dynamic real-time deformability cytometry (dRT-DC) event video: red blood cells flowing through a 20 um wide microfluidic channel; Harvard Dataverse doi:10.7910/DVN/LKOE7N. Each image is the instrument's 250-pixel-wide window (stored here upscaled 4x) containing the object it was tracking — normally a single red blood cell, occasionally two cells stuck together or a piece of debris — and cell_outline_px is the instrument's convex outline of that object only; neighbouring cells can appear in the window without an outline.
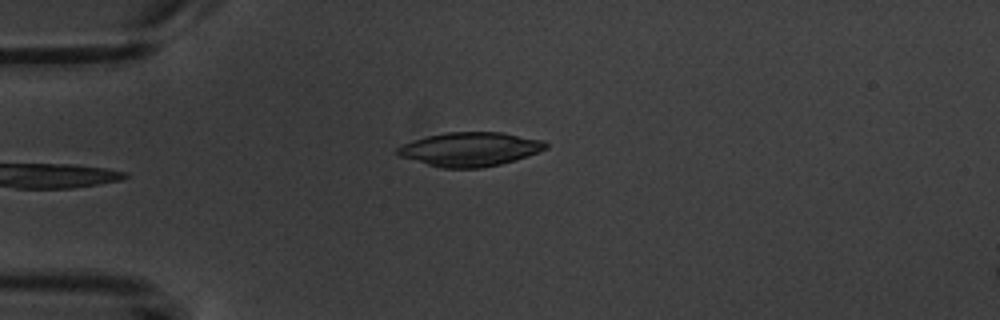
{"species": "common noctule bat (a hibernating species)", "species_latin": "Nyctalus noctula", "temperature_condition": "warm", "stored_images_in_passage": 5, "camera_frame_rate_fps": 3000, "um_per_image_px": 0.085, "animal": {"sex": "male", "body_mass_g": 20.1, "forearm_length_mm": 53.5}, "frame": {"image": 1, "passage_image": 5, "time_ms": 5.0, "image_size_px": [1000, 320], "cell_outline_px": [[548, 148], [540, 152], [528, 156], [500, 164], [480, 168], [440, 168], [400, 156], [396, 152], [396, 148], [412, 140], [444, 132], [504, 132], [544, 140], [548, 144]], "centroid_in_image_um": [39.99, 12.67], "position_along_channel_um": 45.0, "area_um2": 29.48}}